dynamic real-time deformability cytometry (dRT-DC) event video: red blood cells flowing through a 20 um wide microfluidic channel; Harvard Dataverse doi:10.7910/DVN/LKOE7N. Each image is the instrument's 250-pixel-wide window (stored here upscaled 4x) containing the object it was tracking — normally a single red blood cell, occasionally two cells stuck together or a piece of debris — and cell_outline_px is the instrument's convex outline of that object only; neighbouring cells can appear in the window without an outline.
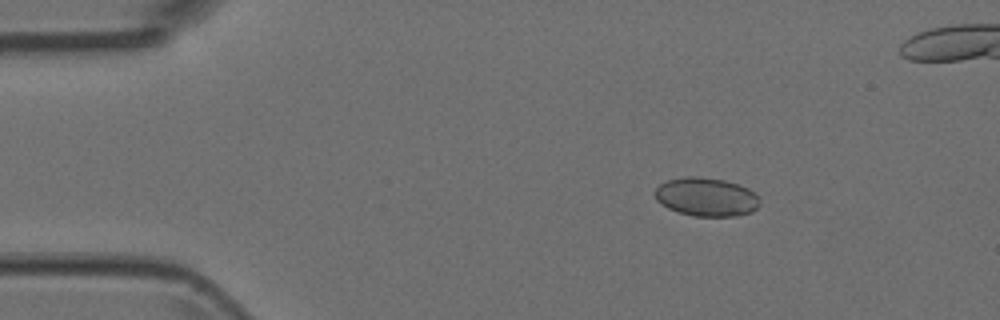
{"species": "Egyptian fruit bat (a non-hibernating species)", "species_latin": "Rousettus aegyptiacus", "temperature_condition": "room temperature", "stored_images_in_passage": 5, "camera_frame_rate_fps": 3000, "um_per_image_px": 0.085, "animal": {"sex": "female"}, "frame": {"image": 1, "passage_image": 3, "time_ms": 0.667, "image_size_px": [1000, 320], "cell_outline_px": [[760, 204], [752, 212], [732, 216], [692, 216], [668, 208], [660, 204], [656, 200], [656, 188], [660, 184], [668, 180], [684, 176], [700, 176], [724, 180], [748, 188], [760, 200]], "centroid_in_image_um": [60.02, 16.74], "position_along_channel_um": 25.0, "area_um2": 23.47}}